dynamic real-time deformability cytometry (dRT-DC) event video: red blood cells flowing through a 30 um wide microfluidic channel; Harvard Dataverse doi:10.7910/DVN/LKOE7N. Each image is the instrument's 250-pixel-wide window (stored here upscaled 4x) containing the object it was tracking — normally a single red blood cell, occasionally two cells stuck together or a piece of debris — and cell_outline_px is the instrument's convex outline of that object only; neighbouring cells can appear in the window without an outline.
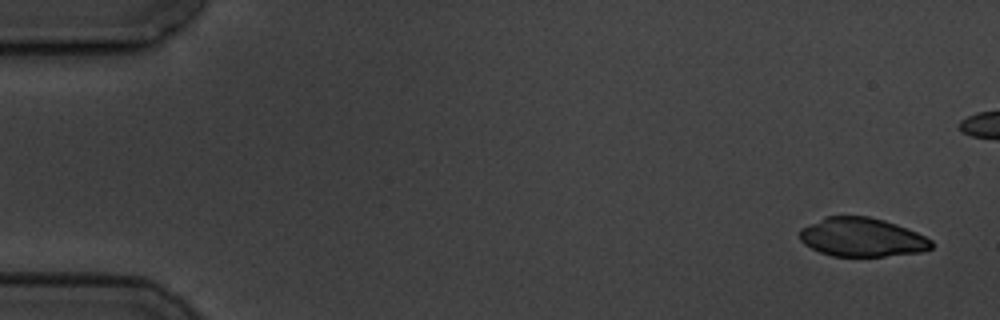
{"species": "common noctule bat (a hibernating species)", "species_latin": "Nyctalus noctula", "temperature_condition": "cold", "stored_images_in_passage": 6, "camera_frame_rate_fps": 3000, "um_per_image_px": 0.085, "animal": {"sex": "male", "body_mass_g": 19.5, "forearm_length_mm": 54.6}, "frame": {"image": 1, "passage_image": 1, "time_ms": 0.0, "image_size_px": [1000, 320], "cell_outline_px": [[932, 248], [920, 252], [884, 256], [832, 256], [820, 252], [804, 244], [800, 240], [800, 228], [824, 216], [868, 216], [884, 220], [896, 224], [916, 232], [932, 240]], "centroid_in_image_um": [73.24, 20.16], "position_along_channel_um": 11.8, "area_um2": 29.77}}
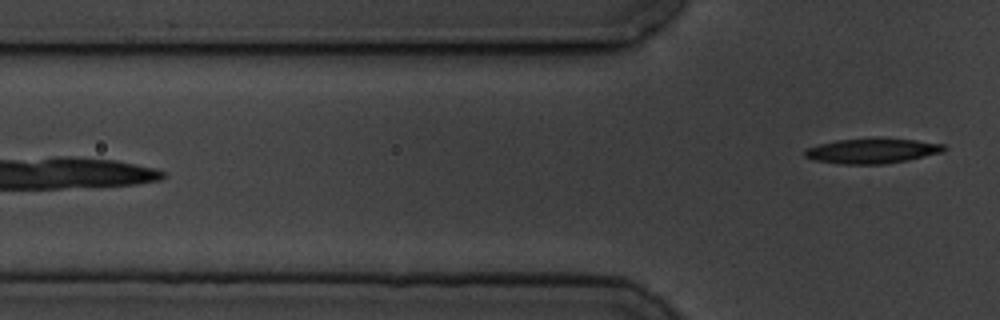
{"frame": {"image": 2, "passage_image": 6, "time_ms": 6.667, "image_size_px": [1000, 320], "cell_outline_px": [[944, 148], [940, 152], [904, 160], [884, 164], [844, 164], [812, 160], [804, 156], [804, 152], [808, 148], [820, 144], [836, 140], [916, 140], [944, 144]], "centroid_in_image_um": [74.04, 12.85], "position_along_channel_um": 51.8, "area_um2": 19.25}}